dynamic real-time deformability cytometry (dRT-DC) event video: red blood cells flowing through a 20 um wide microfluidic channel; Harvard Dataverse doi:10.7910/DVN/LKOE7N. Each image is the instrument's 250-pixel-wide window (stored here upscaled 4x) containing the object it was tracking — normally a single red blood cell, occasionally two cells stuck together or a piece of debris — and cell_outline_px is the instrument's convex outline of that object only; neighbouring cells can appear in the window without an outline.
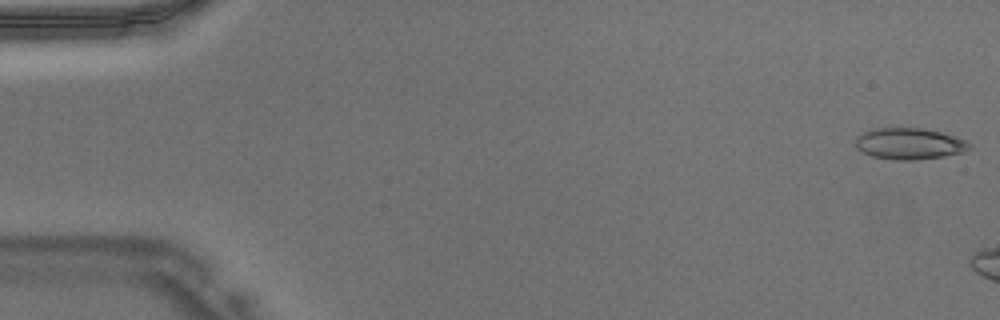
{"species": "Egyptian fruit bat (a non-hibernating species)", "species_latin": "Rousettus aegyptiacus", "temperature_condition": "warm", "stored_images_in_passage": 6, "camera_frame_rate_fps": 3000, "um_per_image_px": 0.085, "animal": {"sex": "male"}, "frame": {"image": 1, "passage_image": 1, "time_ms": 0.0, "image_size_px": [1000, 320], "cell_outline_px": [[972, 148], [964, 152], [944, 156], [916, 160], [896, 160], [872, 156], [856, 148], [856, 136], [864, 132], [876, 128], [920, 128], [940, 132], [964, 140], [972, 144]], "centroid_in_image_um": [77.3, 12.22], "position_along_channel_um": 7.7, "area_um2": 20.69}}